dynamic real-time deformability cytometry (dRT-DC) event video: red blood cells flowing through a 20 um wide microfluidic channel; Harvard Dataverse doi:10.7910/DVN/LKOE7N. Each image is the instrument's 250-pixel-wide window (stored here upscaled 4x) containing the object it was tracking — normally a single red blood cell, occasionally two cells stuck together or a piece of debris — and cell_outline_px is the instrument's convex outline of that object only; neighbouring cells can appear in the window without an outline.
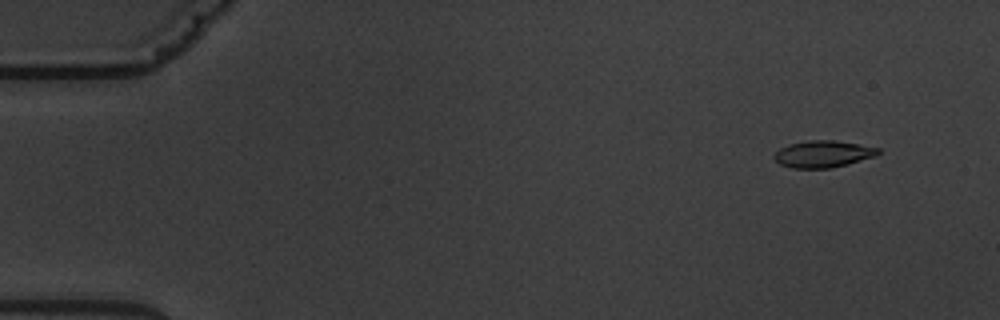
{"species": "common noctule bat (a hibernating species)", "species_latin": "Nyctalus noctula", "temperature_condition": "warm", "stored_images_in_passage": 5, "camera_frame_rate_fps": 3000, "um_per_image_px": 0.085, "animal": {"sex": "male", "body_mass_g": 19.5, "forearm_length_mm": 54.6}, "frame": {"image": 1, "passage_image": 2, "time_ms": 1.333, "image_size_px": [1000, 320], "cell_outline_px": [[880, 152], [876, 156], [848, 164], [832, 168], [792, 168], [780, 164], [772, 156], [780, 148], [788, 144], [808, 140], [832, 140], [880, 148]], "centroid_in_image_um": [69.95, 13.09], "position_along_channel_um": 15.1, "area_um2": 16.24}}